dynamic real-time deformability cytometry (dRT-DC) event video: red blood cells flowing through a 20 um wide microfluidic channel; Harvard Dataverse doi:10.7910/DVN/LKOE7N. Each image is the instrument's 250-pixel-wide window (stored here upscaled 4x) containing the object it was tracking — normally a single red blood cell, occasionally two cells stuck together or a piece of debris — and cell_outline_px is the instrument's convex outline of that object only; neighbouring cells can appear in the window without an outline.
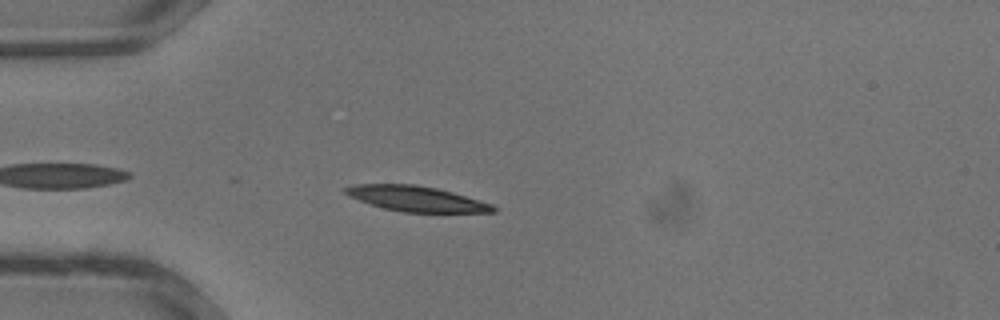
{"species": "common noctule bat (a hibernating species)", "species_latin": "Nyctalus noctula", "temperature_condition": "warm", "stored_images_in_passage": 24, "camera_frame_rate_fps": 3000, "um_per_image_px": 0.085, "animal": {"sex": "male", "body_mass_g": 13.3}, "frame": {"image": 1, "passage_image": 2, "time_ms": 0.333, "image_size_px": [1000, 320], "cell_outline_px": [[496, 212], [404, 212], [384, 208], [360, 200], [344, 192], [344, 188], [356, 184], [416, 184], [436, 188], [452, 192], [492, 204], [496, 208]], "centroid_in_image_um": [35.42, 16.89], "position_along_channel_um": 49.6, "area_um2": 21.39}}
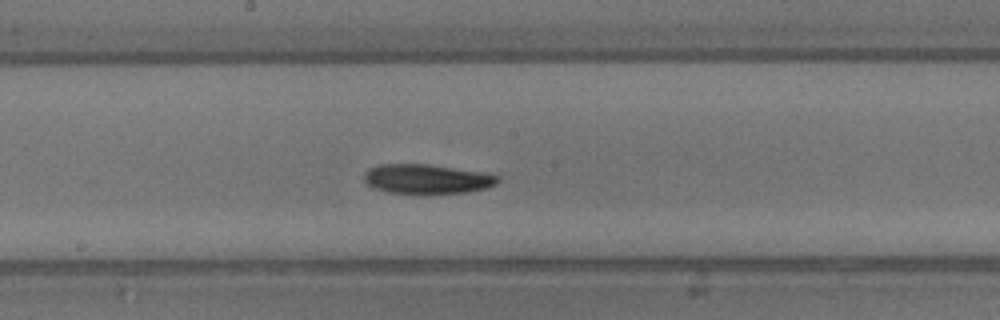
{"frame": {"image": 2, "passage_image": 11, "time_ms": 3.333, "image_size_px": [1000, 320], "cell_outline_px": [[500, 180], [496, 184], [488, 188], [468, 192], [428, 196], [416, 196], [388, 192], [372, 188], [364, 180], [364, 172], [368, 168], [380, 164], [428, 164], [480, 172], [500, 176]], "centroid_in_image_um": [36.26, 15.26], "position_along_channel_um": 211.9, "area_um2": 23.93}}
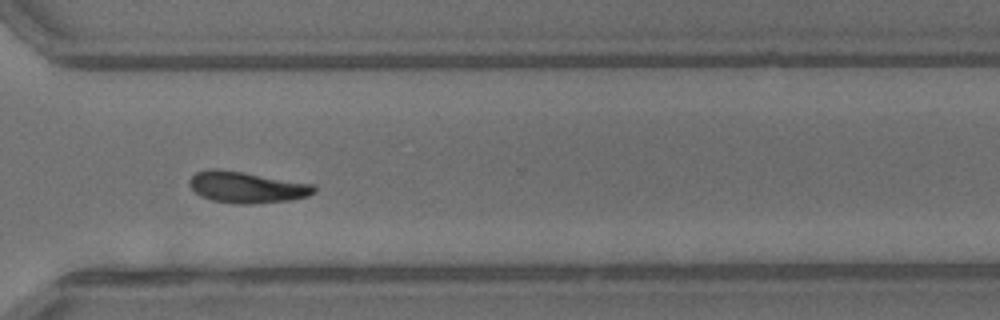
{"frame": {"image": 3, "passage_image": 18, "time_ms": 5.667, "image_size_px": [1000, 320], "cell_outline_px": [[316, 192], [308, 196], [292, 200], [252, 204], [236, 204], [212, 200], [200, 196], [188, 184], [188, 180], [196, 172], [212, 168], [216, 168], [244, 172], [316, 184]], "centroid_in_image_um": [21.0, 15.91], "position_along_channel_um": 349.6, "area_um2": 23.06}}